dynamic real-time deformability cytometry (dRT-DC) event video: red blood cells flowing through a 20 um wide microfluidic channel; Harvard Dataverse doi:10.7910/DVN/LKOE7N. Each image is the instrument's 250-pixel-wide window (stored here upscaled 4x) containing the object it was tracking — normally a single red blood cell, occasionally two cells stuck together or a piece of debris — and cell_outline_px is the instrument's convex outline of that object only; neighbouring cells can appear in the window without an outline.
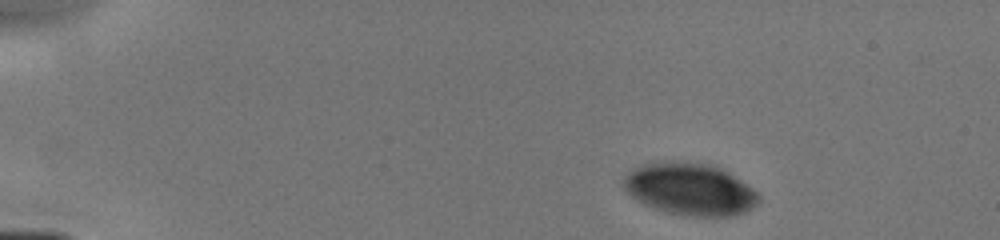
{"species": "human", "species_latin": "Homo sapiens", "temperature_condition": "cold", "stored_images_in_passage": 14, "camera_frame_rate_fps": 3000, "um_per_image_px": 0.085, "donor": {"sex": "male"}, "frame": {"image": 1, "passage_image": 1, "time_ms": 0.0, "image_size_px": [1000, 240], "cell_outline_px": [[760, 200], [752, 208], [744, 212], [732, 216], [684, 216], [664, 212], [652, 208], [644, 204], [632, 196], [620, 184], [624, 176], [632, 168], [640, 164], [664, 160], [672, 160], [712, 164], [728, 172], [752, 188], [760, 196]], "centroid_in_image_um": [58.59, 16.06], "position_along_channel_um": 26.4, "area_um2": 41.62}}
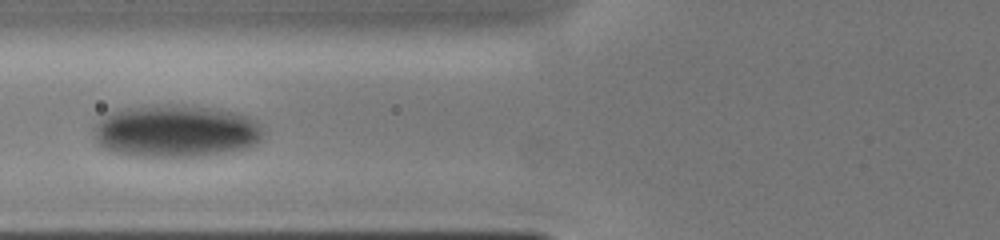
{"frame": {"image": 2, "passage_image": 8, "time_ms": 4.333, "image_size_px": [1000, 240], "cell_outline_px": [[260, 140], [256, 144], [244, 148], [224, 152], [200, 156], [128, 156], [112, 152], [104, 148], [96, 140], [92, 128], [104, 116], [116, 108], [160, 104], [184, 104], [220, 108], [236, 112], [248, 116], [256, 120], [260, 124]], "centroid_in_image_um": [14.9, 11.11], "position_along_channel_um": 110.9, "area_um2": 52.42}}
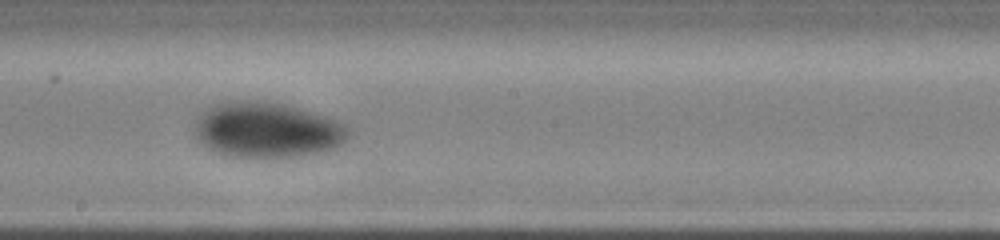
{"frame": {"image": 3, "passage_image": 13, "time_ms": 7.0, "image_size_px": [1000, 240], "cell_outline_px": [[348, 136], [340, 144], [332, 148], [316, 152], [296, 156], [264, 160], [248, 160], [224, 156], [208, 148], [196, 136], [196, 116], [208, 108], [216, 104], [240, 100], [248, 100], [280, 104], [296, 108], [324, 116], [336, 120], [344, 124], [348, 128]], "centroid_in_image_um": [22.63, 11.1], "position_along_channel_um": 225.6, "area_um2": 49.71}}